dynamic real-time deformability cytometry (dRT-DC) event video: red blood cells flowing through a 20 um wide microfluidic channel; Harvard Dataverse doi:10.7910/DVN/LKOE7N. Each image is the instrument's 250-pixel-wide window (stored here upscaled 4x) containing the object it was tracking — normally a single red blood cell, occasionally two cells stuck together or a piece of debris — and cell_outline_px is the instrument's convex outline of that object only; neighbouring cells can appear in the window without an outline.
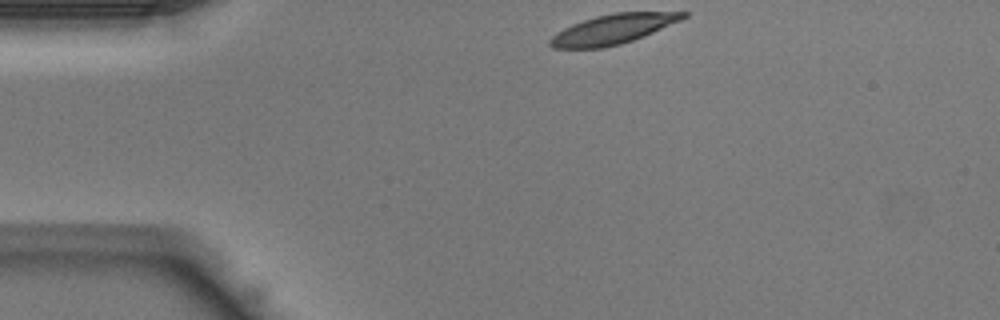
{"species": "Egyptian fruit bat (a non-hibernating species)", "species_latin": "Rousettus aegyptiacus", "temperature_condition": "warm", "stored_images_in_passage": 35, "camera_frame_rate_fps": 3000, "um_per_image_px": 0.085, "animal": {"sex": "male"}, "frame": {"image": 1, "passage_image": 1, "time_ms": 0.0, "image_size_px": [1000, 320], "cell_outline_px": [[688, 16], [680, 20], [644, 36], [620, 44], [604, 48], [552, 48], [548, 44], [548, 40], [556, 32], [572, 24], [596, 16], [616, 12], [688, 12]], "centroid_in_image_um": [52.06, 2.48], "position_along_channel_um": 32.9, "area_um2": 22.89}}
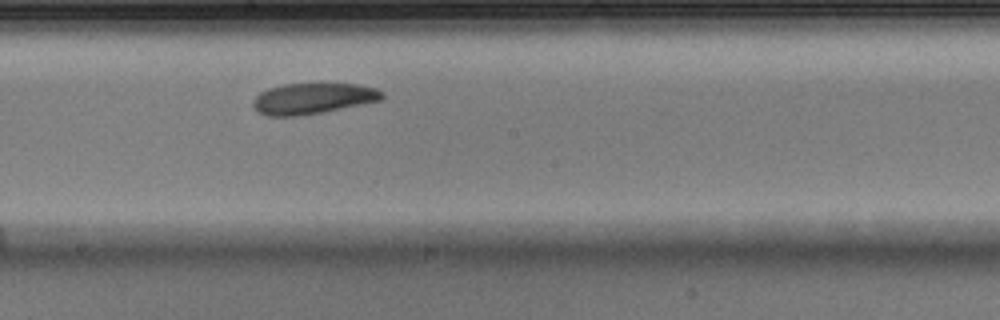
{"frame": {"image": 2, "passage_image": 16, "time_ms": 5.0, "image_size_px": [1000, 320], "cell_outline_px": [[384, 96], [380, 100], [300, 116], [268, 116], [260, 112], [252, 104], [252, 100], [260, 92], [268, 88], [284, 84], [356, 84], [376, 88], [384, 92]], "centroid_in_image_um": [26.56, 8.36], "position_along_channel_um": 221.6, "area_um2": 22.89}}
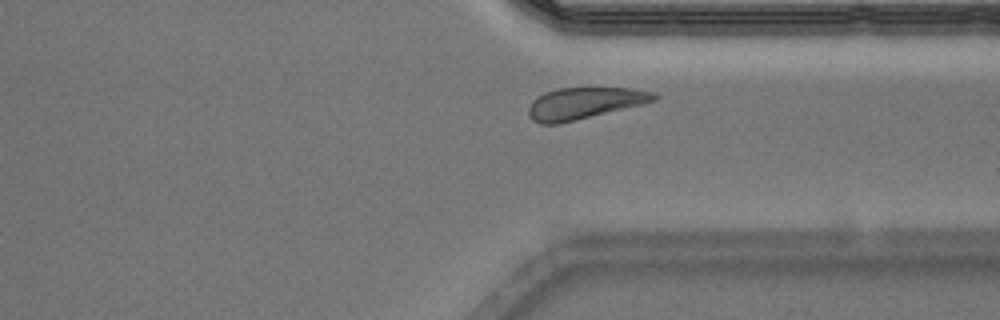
{"frame": {"image": 3, "passage_image": 25, "time_ms": 8.0, "image_size_px": [1000, 320], "cell_outline_px": [[660, 96], [656, 100], [640, 104], [556, 124], [540, 124], [532, 120], [528, 112], [528, 108], [532, 100], [536, 96], [544, 92], [560, 88], [632, 88], [656, 92]], "centroid_in_image_um": [49.64, 8.75], "position_along_channel_um": 361.8, "area_um2": 22.77}}